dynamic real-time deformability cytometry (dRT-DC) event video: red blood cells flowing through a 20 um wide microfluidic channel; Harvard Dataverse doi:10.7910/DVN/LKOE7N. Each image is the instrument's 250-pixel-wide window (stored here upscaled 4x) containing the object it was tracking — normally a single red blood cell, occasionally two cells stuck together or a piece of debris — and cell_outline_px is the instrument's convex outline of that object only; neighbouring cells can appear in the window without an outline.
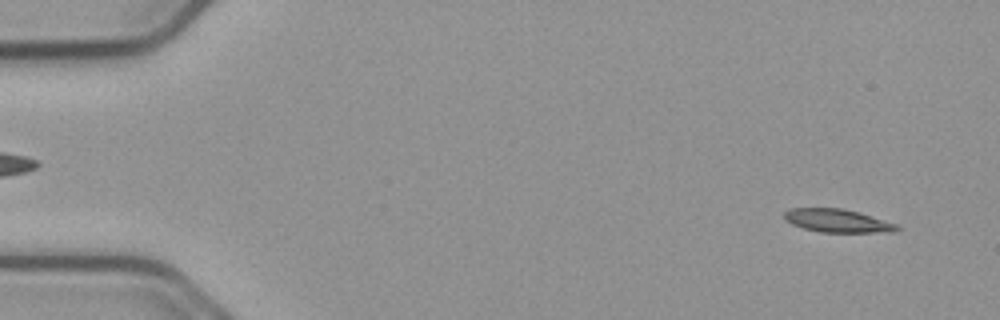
{"species": "common noctule bat (a hibernating species)", "species_latin": "Nyctalus noctula", "temperature_condition": "cold", "stored_images_in_passage": 54, "camera_frame_rate_fps": 3000, "um_per_image_px": 0.085, "animal": {"sex": "male", "body_mass_g": 23.1, "forearm_length_mm": 52.7}, "frame": {"image": 1, "passage_image": 3, "time_ms": 0.667, "image_size_px": [1000, 320], "cell_outline_px": [[900, 228], [896, 232], [820, 232], [804, 228], [792, 224], [784, 220], [784, 212], [788, 208], [840, 208], [860, 212], [900, 224]], "centroid_in_image_um": [71.23, 18.76], "position_along_channel_um": 13.8, "area_um2": 15.49}}
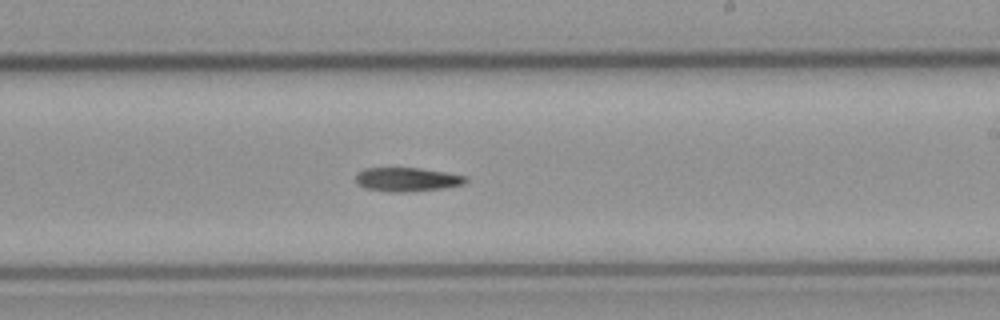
{"frame": {"image": 2, "passage_image": 32, "time_ms": 10.333, "image_size_px": [1000, 320], "cell_outline_px": [[468, 180], [464, 184], [440, 188], [408, 192], [388, 192], [364, 188], [356, 184], [356, 172], [364, 168], [420, 168], [444, 172], [464, 176]], "centroid_in_image_um": [34.52, 15.25], "position_along_channel_um": 254.5, "area_um2": 15.32}}
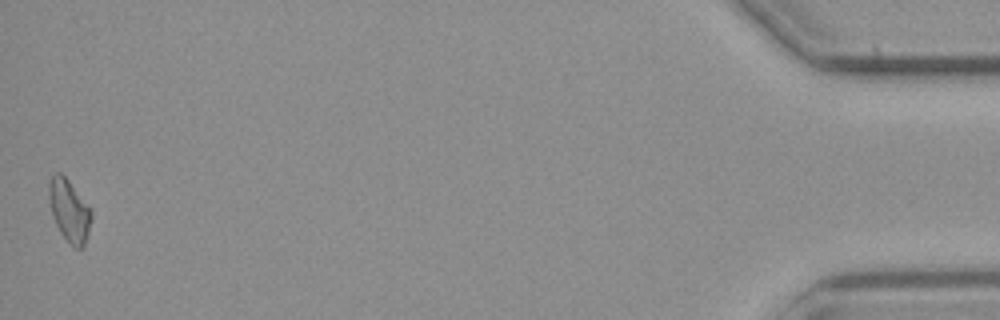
{"frame": {"image": 3, "passage_image": 54, "time_ms": 17.667, "image_size_px": [1000, 320], "cell_outline_px": [[92, 216], [88, 236], [84, 248], [72, 248], [60, 232], [52, 216], [48, 196], [48, 184], [52, 176], [56, 172], [60, 172], [68, 180], [92, 212]], "centroid_in_image_um": [5.88, 17.95], "position_along_channel_um": 429.3, "area_um2": 15.37}, "authors_computed_cell_mechanics": {"area_um2": 15.5193, "velocity_mm_per_s": 3.731, "shape_relaxation_time_tau1_ms": 8.4717, "shape_relaxation_time_tau2_ms": null, "deformation_change_tau1": 0.192, "deformation_change_tau2": null}}